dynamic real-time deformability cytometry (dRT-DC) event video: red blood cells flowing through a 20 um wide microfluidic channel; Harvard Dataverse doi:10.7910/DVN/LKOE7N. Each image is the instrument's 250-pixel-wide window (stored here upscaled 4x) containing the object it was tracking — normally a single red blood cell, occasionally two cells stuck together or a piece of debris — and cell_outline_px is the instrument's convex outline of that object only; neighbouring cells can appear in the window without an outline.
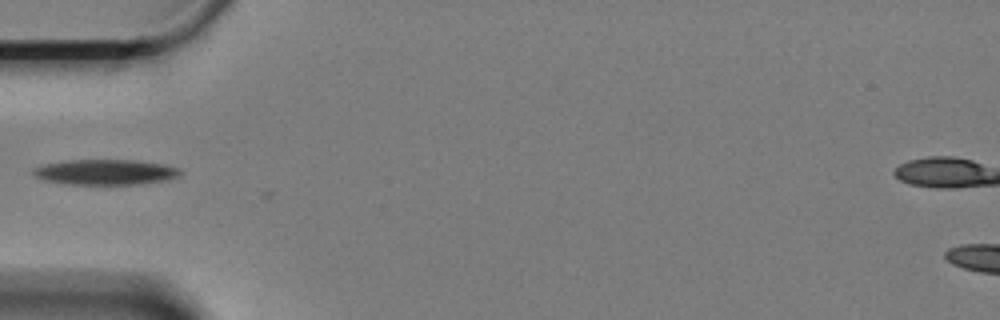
{"species": "Egyptian fruit bat (a non-hibernating species)", "species_latin": "Rousettus aegyptiacus", "temperature_condition": "cold", "stored_images_in_passage": 5, "camera_frame_rate_fps": 3000, "um_per_image_px": 0.085, "animal": {"sex": "female"}, "frame": {"image": 1, "passage_image": 2, "time_ms": 0.333, "image_size_px": [1000, 320], "cell_outline_px": [[184, 172], [168, 180], [140, 184], [68, 184], [44, 180], [36, 176], [32, 172], [32, 168], [44, 164], [64, 160], [136, 160], [164, 164], [180, 168]], "centroid_in_image_um": [8.98, 14.62], "position_along_channel_um": 76.0, "area_um2": 21.85}}